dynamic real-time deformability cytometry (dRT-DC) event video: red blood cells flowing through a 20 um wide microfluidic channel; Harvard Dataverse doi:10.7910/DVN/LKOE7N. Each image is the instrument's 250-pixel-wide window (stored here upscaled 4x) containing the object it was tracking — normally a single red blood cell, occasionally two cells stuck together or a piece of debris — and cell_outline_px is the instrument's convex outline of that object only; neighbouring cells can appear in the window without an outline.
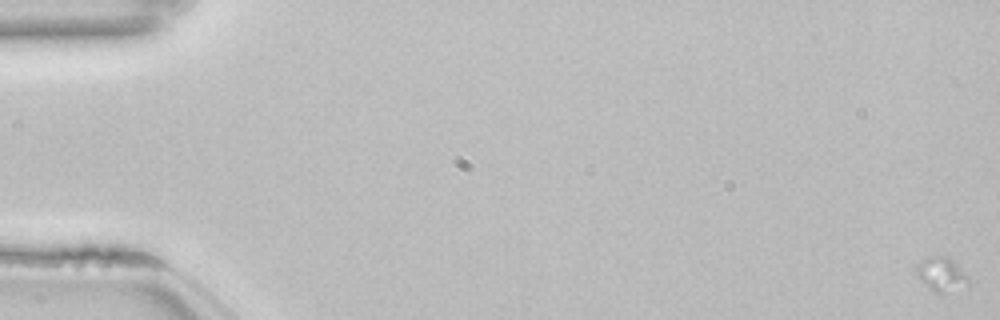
{"species": "common noctule bat (a hibernating species)", "species_latin": "Nyctalus noctula", "temperature_condition": "room temperature", "stored_images_in_passage": 1, "camera_frame_rate_fps": 3000, "um_per_image_px": 0.085, "animal": {"sex": "female", "body_mass_g": 22.7, "forearm_length_mm": 54.2}, "frame": {"image": 1, "passage_image": 1, "time_ms": 0.0, "image_size_px": [1000, 320], "cell_outline_px": [[968, 288], [940, 292], [936, 292], [928, 288], [916, 276], [916, 264], [928, 256], [944, 256], [952, 260], [968, 276]], "centroid_in_image_um": [80.01, 23.32], "position_along_channel_um": 5.0, "area_um2": 10.29}}